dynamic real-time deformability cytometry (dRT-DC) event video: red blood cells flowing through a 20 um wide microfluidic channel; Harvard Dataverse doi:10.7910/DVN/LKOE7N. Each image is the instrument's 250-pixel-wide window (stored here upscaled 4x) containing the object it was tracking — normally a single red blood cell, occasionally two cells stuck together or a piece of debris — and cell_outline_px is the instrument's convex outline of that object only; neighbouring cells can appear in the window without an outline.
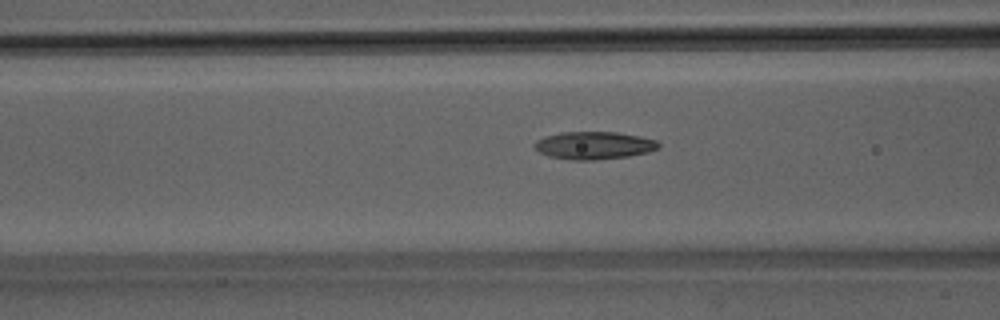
{"species": "Egyptian fruit bat (a non-hibernating species)", "species_latin": "Rousettus aegyptiacus", "temperature_condition": "room temperature", "stored_images_in_passage": 51, "camera_frame_rate_fps": 3000, "um_per_image_px": 0.085, "animal": {"sex": "male"}, "frame": {"image": 1, "passage_image": 21, "time_ms": 6.667, "image_size_px": [1000, 320], "cell_outline_px": [[660, 148], [648, 152], [628, 156], [592, 160], [572, 160], [548, 156], [540, 152], [532, 144], [536, 140], [544, 136], [560, 132], [616, 132], [640, 136], [656, 140], [660, 144]], "centroid_in_image_um": [50.48, 12.35], "position_along_channel_um": 116.1, "area_um2": 20.06}}
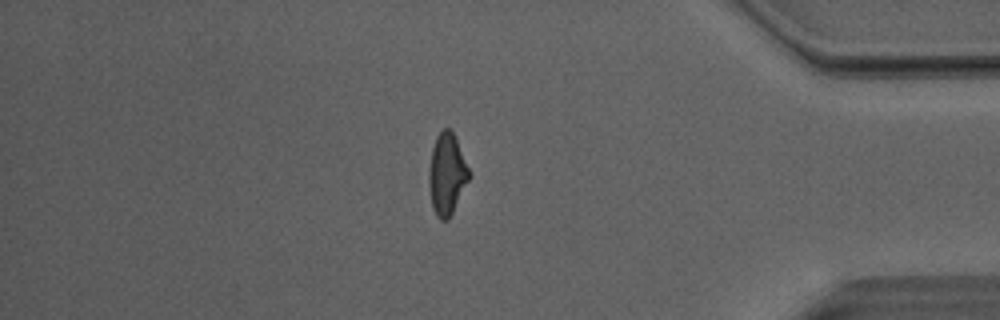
{"frame": {"image": 2, "passage_image": 44, "time_ms": 14.333, "image_size_px": [1000, 320], "cell_outline_px": [[472, 176], [448, 220], [440, 220], [436, 216], [432, 208], [428, 184], [428, 172], [432, 148], [436, 136], [444, 128], [448, 128], [452, 132], [456, 140]], "centroid_in_image_um": [37.97, 14.84], "position_along_channel_um": 397.2, "area_um2": 19.13}}
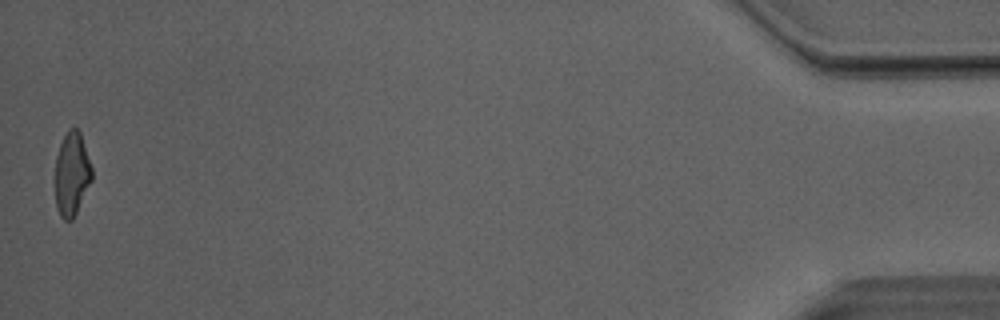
{"frame": {"image": 3, "passage_image": 51, "time_ms": 16.667, "image_size_px": [1000, 320], "cell_outline_px": [[92, 180], [72, 220], [64, 220], [60, 216], [56, 208], [56, 156], [60, 144], [68, 128], [76, 128], [80, 132], [92, 168]], "centroid_in_image_um": [6.1, 14.78], "position_along_channel_um": 429.1, "area_um2": 17.69}, "authors_computed_cell_mechanics": {"area_um2": 19.3052, "velocity_mm_per_s": 4.0804, "shape_relaxation_time_tau1_ms": 6.2364, "shape_relaxation_time_tau2_ms": 2.5401, "deformation_change_tau1": 0.221, "deformation_change_tau2": 0.1147}}